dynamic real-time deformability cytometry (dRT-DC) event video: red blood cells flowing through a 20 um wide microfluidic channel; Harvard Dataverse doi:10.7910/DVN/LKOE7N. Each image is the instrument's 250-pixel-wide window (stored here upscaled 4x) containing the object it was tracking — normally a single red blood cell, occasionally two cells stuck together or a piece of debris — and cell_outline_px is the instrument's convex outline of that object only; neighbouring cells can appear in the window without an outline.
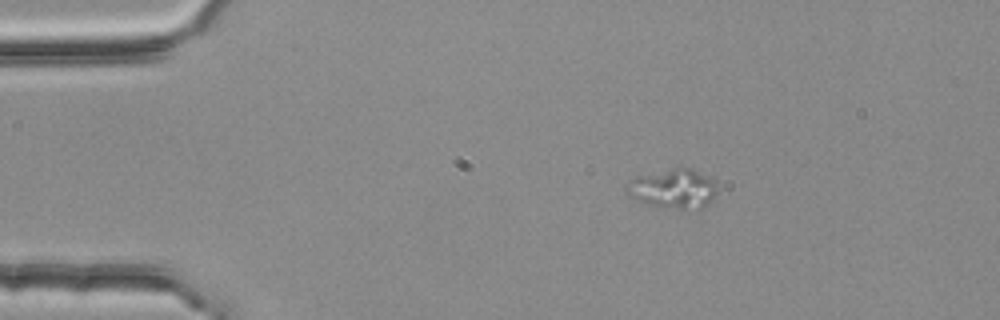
{"species": "common noctule bat (a hibernating species)", "species_latin": "Nyctalus noctula", "temperature_condition": "room temperature", "stored_images_in_passage": 3, "camera_frame_rate_fps": 3000, "um_per_image_px": 0.085, "animal": {"sex": "female", "body_mass_g": 25.1}, "frame": {"image": 1, "passage_image": 1, "time_ms": 0.0, "image_size_px": [1000, 320], "cell_outline_px": [[716, 188], [708, 204], [704, 208], [684, 212], [652, 204], [640, 200], [632, 196], [624, 188], [636, 176], [672, 168], [692, 168], [712, 176], [716, 180]], "centroid_in_image_um": [57.32, 16.04], "position_along_channel_um": 27.7, "area_um2": 20.98}}
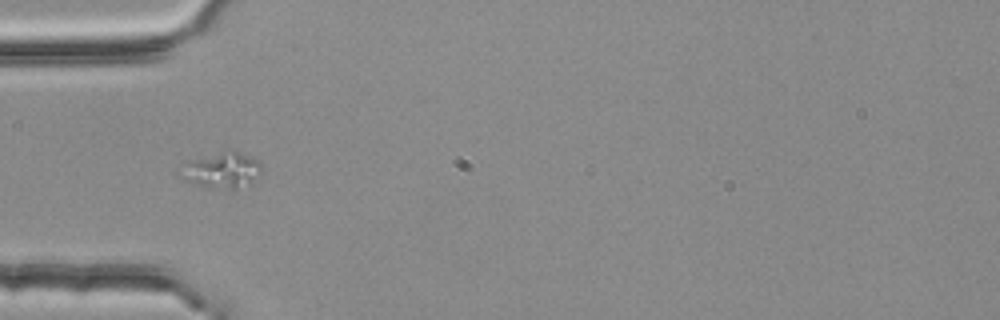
{"frame": {"image": 2, "passage_image": 3, "time_ms": 0.667, "image_size_px": [1000, 320], "cell_outline_px": [[260, 172], [236, 188], [228, 188], [200, 184], [184, 180], [180, 176], [188, 164], [192, 160], [220, 152], [236, 148], [260, 160]], "centroid_in_image_um": [18.92, 14.38], "position_along_channel_um": 66.1, "area_um2": 15.78}}